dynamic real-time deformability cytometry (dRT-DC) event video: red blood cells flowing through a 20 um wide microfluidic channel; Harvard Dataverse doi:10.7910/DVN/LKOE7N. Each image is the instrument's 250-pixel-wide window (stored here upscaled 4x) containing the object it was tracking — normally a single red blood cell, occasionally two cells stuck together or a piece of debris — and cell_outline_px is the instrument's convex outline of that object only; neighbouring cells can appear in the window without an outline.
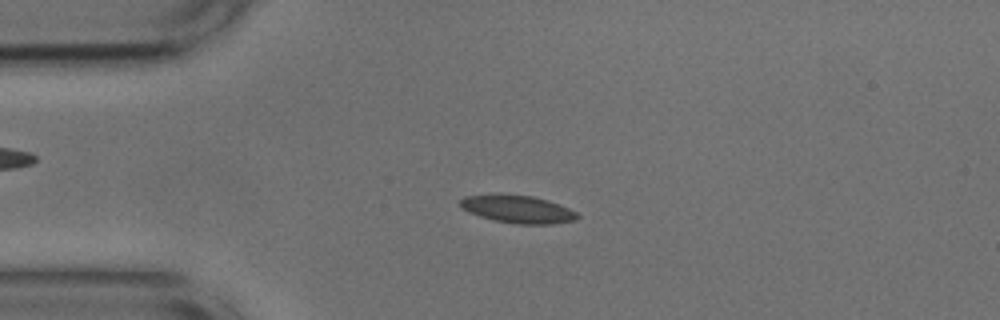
{"species": "common noctule bat (a hibernating species)", "species_latin": "Nyctalus noctula", "temperature_condition": "cold", "stored_images_in_passage": 52, "camera_frame_rate_fps": 3000, "um_per_image_px": 0.085, "animal": {"sex": "male", "body_mass_g": 17.9, "forearm_length_mm": 54.2}, "frame": {"image": 1, "passage_image": 11, "time_ms": 3.333, "image_size_px": [1000, 320], "cell_outline_px": [[580, 216], [576, 220], [552, 224], [516, 224], [496, 220], [480, 216], [468, 212], [460, 204], [460, 200], [464, 196], [532, 196], [548, 200], [568, 208], [576, 212]], "centroid_in_image_um": [44.08, 17.81], "position_along_channel_um": 40.9, "area_um2": 18.21}}
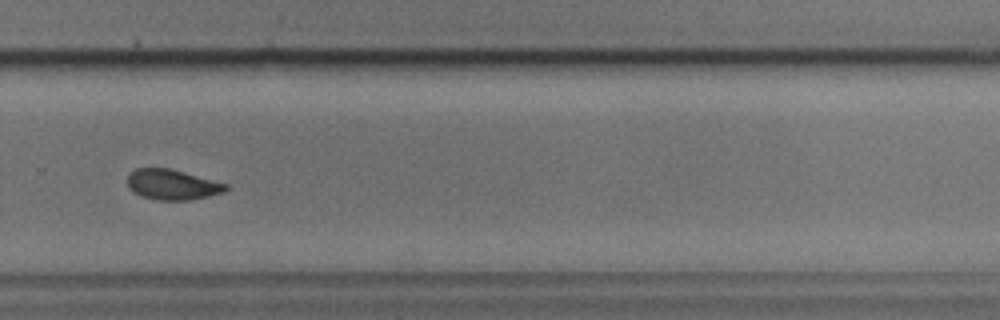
{"frame": {"image": 2, "passage_image": 35, "time_ms": 11.333, "image_size_px": [1000, 320], "cell_outline_px": [[228, 188], [224, 192], [208, 196], [188, 200], [156, 200], [132, 192], [128, 188], [128, 176], [136, 168], [168, 168], [228, 184]], "centroid_in_image_um": [14.63, 15.7], "position_along_channel_um": 315.2, "area_um2": 17.17}}
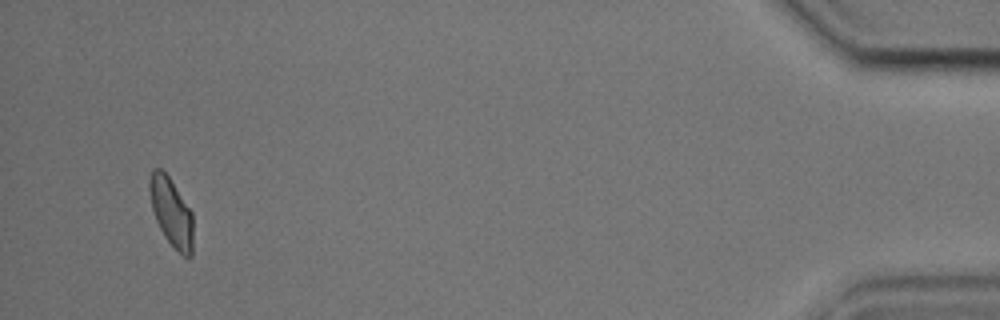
{"frame": {"image": 3, "passage_image": 50, "time_ms": 16.333, "image_size_px": [1000, 320], "cell_outline_px": [[192, 256], [184, 256], [164, 236], [156, 220], [152, 208], [148, 188], [148, 180], [152, 168], [160, 168], [168, 176], [192, 212]], "centroid_in_image_um": [14.53, 17.98], "position_along_channel_um": 420.7, "area_um2": 17.11}, "authors_computed_cell_mechanics": {"area_um2": 17.8602, "velocity_mm_per_s": 3.696, "shape_relaxation_time_tau1_ms": null, "shape_relaxation_time_tau2_ms": 1.7105, "deformation_change_tau1": null, "deformation_change_tau2": 0.0606}}